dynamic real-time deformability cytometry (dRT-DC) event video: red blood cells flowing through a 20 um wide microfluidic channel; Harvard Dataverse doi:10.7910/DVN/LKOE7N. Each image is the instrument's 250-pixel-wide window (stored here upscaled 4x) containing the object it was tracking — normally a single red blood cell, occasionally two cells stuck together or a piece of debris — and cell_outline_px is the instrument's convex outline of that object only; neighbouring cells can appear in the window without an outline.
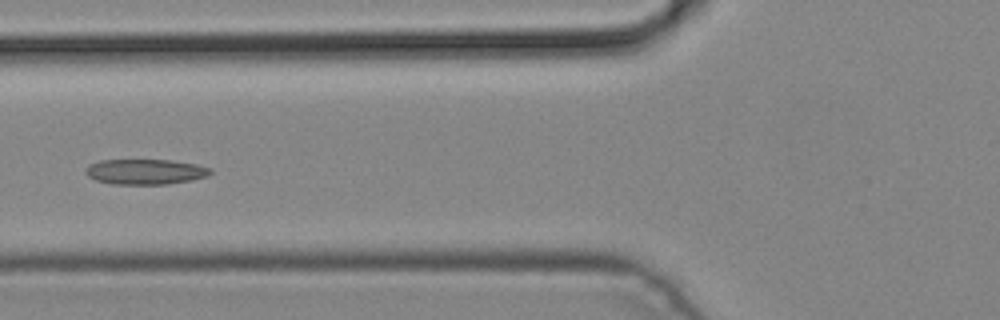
{"species": "common noctule bat (a hibernating species)", "species_latin": "Nyctalus noctula", "temperature_condition": "cold", "stored_images_in_passage": 5, "camera_frame_rate_fps": 3000, "um_per_image_px": 0.085, "animal": {"sex": "male", "body_mass_g": 19.2, "forearm_length_mm": 51.8}, "frame": {"image": 1, "passage_image": 5, "time_ms": 1.333, "image_size_px": [1000, 320], "cell_outline_px": [[212, 172], [208, 176], [192, 180], [168, 184], [112, 184], [96, 180], [88, 176], [84, 172], [88, 164], [100, 160], [172, 160], [196, 164], [212, 168]], "centroid_in_image_um": [12.36, 14.59], "position_along_channel_um": 113.4, "area_um2": 18.55}}